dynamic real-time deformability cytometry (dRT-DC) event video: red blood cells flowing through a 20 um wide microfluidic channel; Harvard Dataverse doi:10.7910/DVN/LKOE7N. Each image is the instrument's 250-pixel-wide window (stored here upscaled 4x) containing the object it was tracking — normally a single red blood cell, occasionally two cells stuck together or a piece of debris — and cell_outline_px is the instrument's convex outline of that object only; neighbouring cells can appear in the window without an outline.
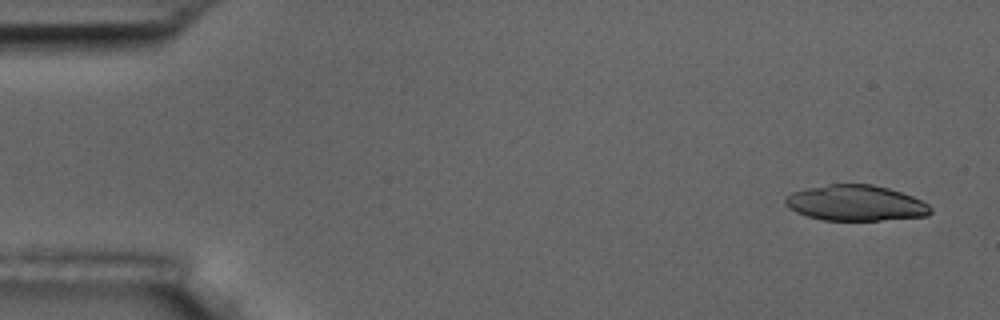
{"species": "common noctule bat (a hibernating species)", "species_latin": "Nyctalus noctula", "temperature_condition": "room temperature", "stored_images_in_passage": 6, "camera_frame_rate_fps": 3000, "um_per_image_px": 0.085, "animal": {"sex": "male", "body_mass_g": 17.5, "forearm_length_mm": 52.3}, "frame": {"image": 1, "passage_image": 1, "time_ms": 0.0, "image_size_px": [1000, 320], "cell_outline_px": [[932, 212], [928, 216], [880, 220], [820, 220], [796, 212], [788, 208], [784, 204], [784, 200], [792, 192], [808, 188], [828, 184], [872, 184], [888, 188], [912, 196], [928, 204], [932, 208]], "centroid_in_image_um": [72.73, 17.26], "position_along_channel_um": 12.3, "area_um2": 30.17}}